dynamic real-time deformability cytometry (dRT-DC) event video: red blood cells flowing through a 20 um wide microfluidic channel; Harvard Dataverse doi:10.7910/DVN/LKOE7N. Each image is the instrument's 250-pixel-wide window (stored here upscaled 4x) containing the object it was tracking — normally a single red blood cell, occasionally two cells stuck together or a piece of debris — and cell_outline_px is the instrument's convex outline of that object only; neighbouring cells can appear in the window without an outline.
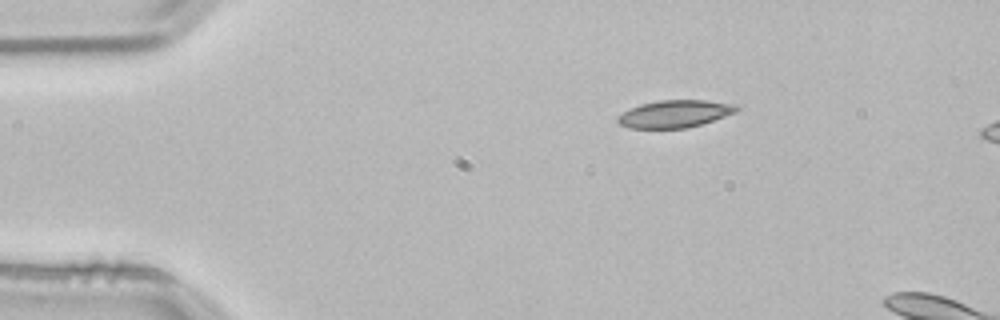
{"species": "common noctule bat (a hibernating species)", "species_latin": "Nyctalus noctula", "temperature_condition": "room temperature", "stored_images_in_passage": 4, "camera_frame_rate_fps": 3000, "um_per_image_px": 0.085, "animal": {"sex": "male", "body_mass_g": 21.5, "forearm_length_mm": 52.0}, "frame": {"image": 1, "passage_image": 4, "time_ms": 1.0, "image_size_px": [1000, 320], "cell_outline_px": [[740, 108], [736, 112], [688, 128], [628, 128], [620, 124], [616, 120], [616, 116], [640, 104], [660, 100], [704, 100], [740, 104]], "centroid_in_image_um": [57.37, 9.67], "position_along_channel_um": 27.6, "area_um2": 18.96}}